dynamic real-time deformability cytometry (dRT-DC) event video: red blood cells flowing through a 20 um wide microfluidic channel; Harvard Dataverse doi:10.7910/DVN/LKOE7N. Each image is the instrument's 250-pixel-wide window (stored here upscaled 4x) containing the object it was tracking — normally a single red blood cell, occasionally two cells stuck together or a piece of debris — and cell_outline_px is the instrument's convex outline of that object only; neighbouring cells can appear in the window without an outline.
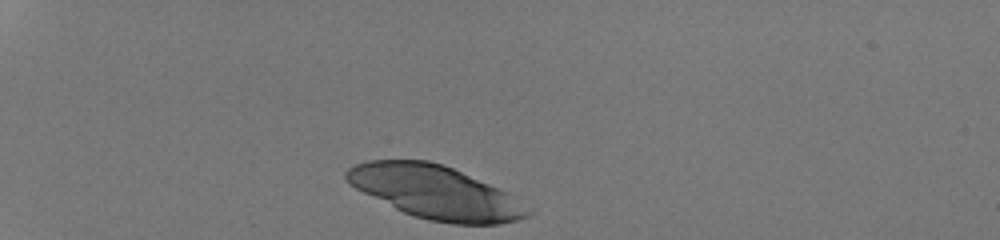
{"species": "human", "species_latin": "Homo sapiens", "temperature_condition": "room temperature", "stored_images_in_passage": 15, "camera_frame_rate_fps": 3000, "um_per_image_px": 0.085, "donor": {"sex": "male"}, "frame": {"image": 1, "passage_image": 1, "time_ms": 0.0, "image_size_px": [1000, 240], "cell_outline_px": [[532, 212], [528, 216], [516, 220], [496, 224], [452, 224], [428, 220], [412, 216], [356, 188], [344, 176], [344, 172], [348, 168], [356, 164], [368, 160], [428, 160], [444, 164], [500, 188]], "centroid_in_image_um": [36.99, 16.33], "position_along_channel_um": 48.0, "area_um2": 55.49}}